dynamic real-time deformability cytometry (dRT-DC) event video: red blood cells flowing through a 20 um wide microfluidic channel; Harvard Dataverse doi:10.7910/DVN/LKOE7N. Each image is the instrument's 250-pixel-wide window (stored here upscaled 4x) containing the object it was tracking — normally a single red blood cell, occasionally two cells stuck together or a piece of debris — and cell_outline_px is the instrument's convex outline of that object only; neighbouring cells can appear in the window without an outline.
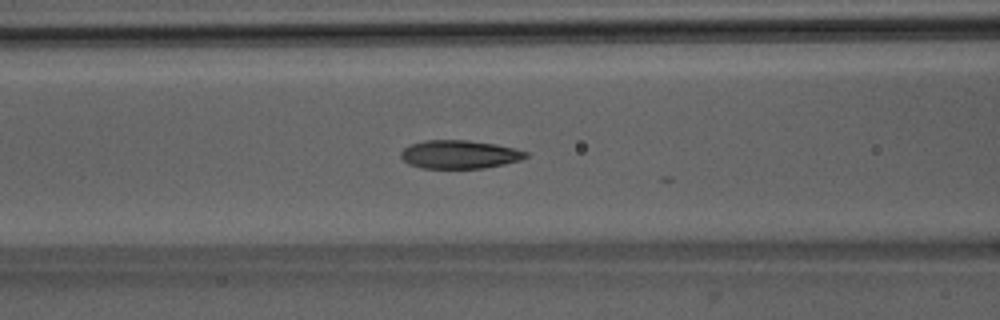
{"species": "Egyptian fruit bat (a non-hibernating species)", "species_latin": "Rousettus aegyptiacus", "temperature_condition": "room temperature", "stored_images_in_passage": 18, "camera_frame_rate_fps": 3000, "um_per_image_px": 0.085, "animal": {"sex": "male"}, "frame": {"image": 1, "passage_image": 17, "time_ms": 5.333, "image_size_px": [1000, 320], "cell_outline_px": [[528, 156], [520, 160], [504, 164], [484, 168], [420, 168], [408, 164], [400, 156], [400, 152], [408, 144], [424, 140], [468, 140], [496, 144], [528, 152]], "centroid_in_image_um": [39.01, 13.12], "position_along_channel_um": 127.6, "area_um2": 20.75}}